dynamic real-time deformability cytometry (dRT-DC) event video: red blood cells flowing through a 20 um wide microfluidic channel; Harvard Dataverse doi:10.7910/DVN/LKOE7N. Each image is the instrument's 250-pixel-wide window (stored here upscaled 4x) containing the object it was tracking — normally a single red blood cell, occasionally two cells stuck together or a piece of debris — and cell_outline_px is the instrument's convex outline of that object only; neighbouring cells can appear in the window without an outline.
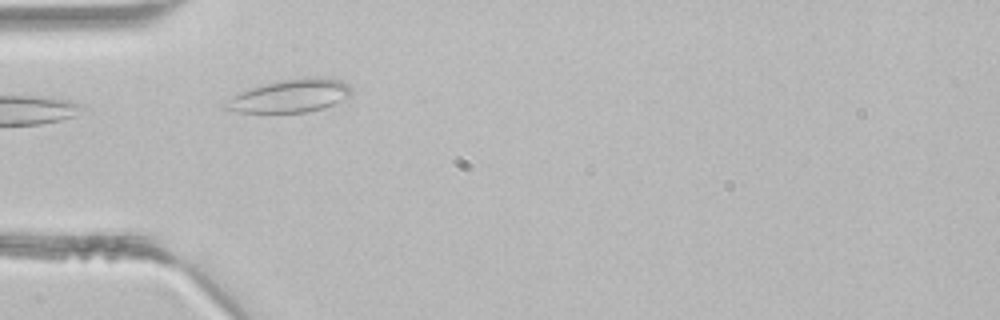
{"species": "common noctule bat (a hibernating species)", "species_latin": "Nyctalus noctula", "temperature_condition": "room temperature", "stored_images_in_passage": 2, "camera_frame_rate_fps": 3000, "um_per_image_px": 0.085, "animal": {"sex": "male", "body_mass_g": 21.5, "forearm_length_mm": 52.0}, "frame": {"image": 1, "passage_image": 1, "time_ms": 0.0, "image_size_px": [1000, 320], "cell_outline_px": [[352, 92], [348, 96], [324, 108], [308, 112], [240, 112], [220, 108], [232, 96], [248, 88], [280, 80], [304, 76], [324, 76], [340, 80], [348, 84], [352, 88]], "centroid_in_image_um": [24.67, 8.12], "position_along_channel_um": 60.3, "area_um2": 24.39}}